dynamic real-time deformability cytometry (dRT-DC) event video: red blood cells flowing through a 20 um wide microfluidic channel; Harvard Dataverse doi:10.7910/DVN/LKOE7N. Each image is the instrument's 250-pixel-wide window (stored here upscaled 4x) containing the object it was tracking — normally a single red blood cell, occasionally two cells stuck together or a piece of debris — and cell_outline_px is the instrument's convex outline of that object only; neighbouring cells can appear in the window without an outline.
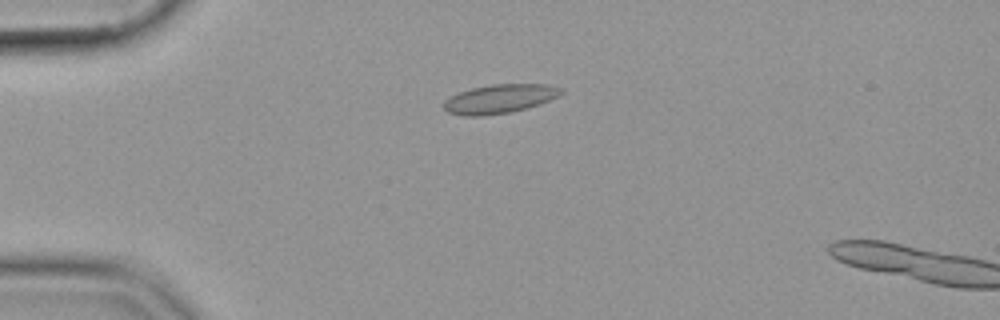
{"species": "common noctule bat (a hibernating species)", "species_latin": "Nyctalus noctula", "temperature_condition": "cold", "stored_images_in_passage": 52, "camera_frame_rate_fps": 3000, "um_per_image_px": 0.085, "animal": {"sex": "female", "body_mass_g": 19.9}, "frame": {"image": 1, "passage_image": 11, "time_ms": 3.333, "image_size_px": [1000, 320], "cell_outline_px": [[564, 92], [560, 96], [540, 104], [508, 112], [480, 116], [468, 116], [448, 112], [444, 108], [444, 100], [460, 92], [472, 88], [492, 84], [548, 84], [564, 88]], "centroid_in_image_um": [42.53, 8.38], "position_along_channel_um": 42.5, "area_um2": 19.65}}
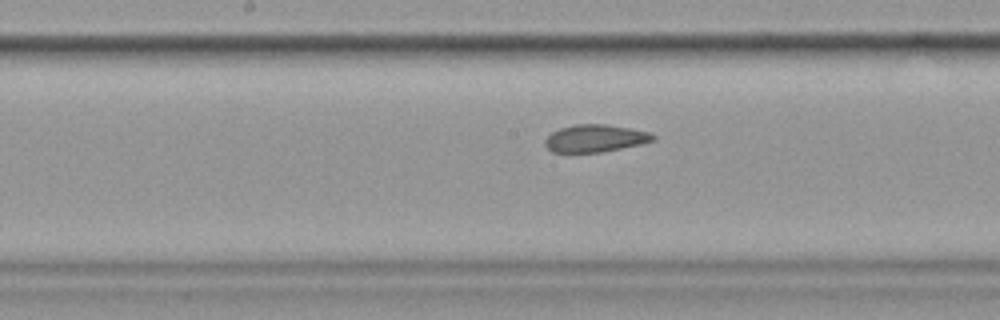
{"frame": {"image": 2, "passage_image": 26, "time_ms": 8.333, "image_size_px": [1000, 320], "cell_outline_px": [[656, 140], [640, 144], [600, 152], [552, 152], [544, 144], [544, 140], [552, 132], [560, 128], [576, 124], [604, 124], [652, 132], [656, 136]], "centroid_in_image_um": [50.6, 11.75], "position_along_channel_um": 197.6, "area_um2": 17.17}}
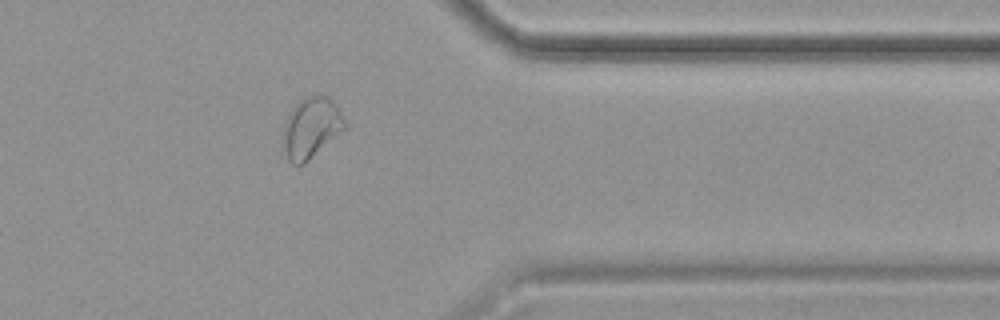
{"frame": {"image": 3, "passage_image": 42, "time_ms": 13.667, "image_size_px": [1000, 320], "cell_outline_px": [[348, 128], [304, 164], [292, 164], [288, 160], [284, 148], [284, 124], [292, 108], [304, 96], [328, 96], [336, 104], [348, 124]], "centroid_in_image_um": [26.5, 10.86], "position_along_channel_um": 384.9, "area_um2": 21.91}}